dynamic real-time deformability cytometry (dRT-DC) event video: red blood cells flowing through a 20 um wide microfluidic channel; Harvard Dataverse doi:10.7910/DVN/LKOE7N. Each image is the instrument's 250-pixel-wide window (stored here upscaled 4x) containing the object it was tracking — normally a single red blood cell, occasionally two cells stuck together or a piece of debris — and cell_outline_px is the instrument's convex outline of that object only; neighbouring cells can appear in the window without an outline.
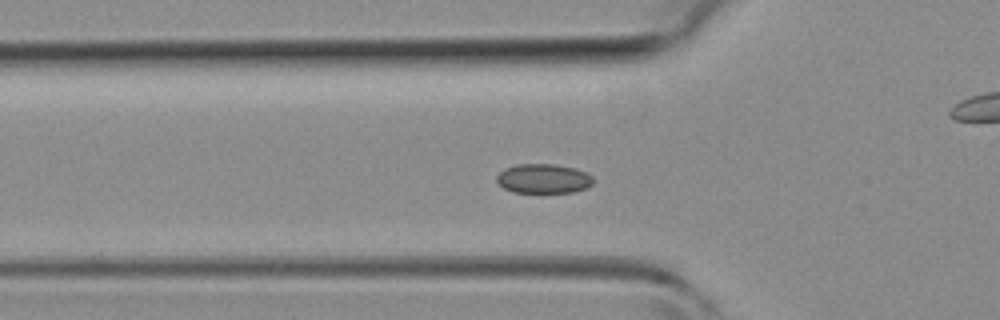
{"species": "common noctule bat (a hibernating species)", "species_latin": "Nyctalus noctula", "temperature_condition": "room temperature", "stored_images_in_passage": 33, "camera_frame_rate_fps": 3000, "um_per_image_px": 0.085, "animal": {"sex": "female", "body_mass_g": 19.3, "forearm_length_mm": 54.1}, "frame": {"image": 1, "passage_image": 5, "time_ms": 1.333, "image_size_px": [1000, 320], "cell_outline_px": [[596, 180], [592, 184], [584, 188], [572, 192], [512, 192], [504, 188], [496, 180], [496, 176], [504, 168], [516, 164], [556, 164], [576, 168], [592, 176]], "centroid_in_image_um": [46.19, 15.17], "position_along_channel_um": 79.6, "area_um2": 16.59}}
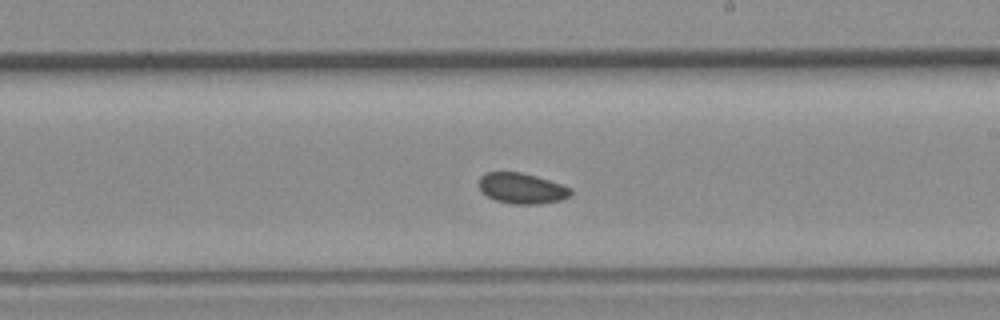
{"frame": {"image": 2, "passage_image": 16, "time_ms": 5.0, "image_size_px": [1000, 320], "cell_outline_px": [[572, 196], [560, 200], [540, 204], [512, 204], [496, 200], [488, 196], [480, 188], [480, 176], [484, 172], [520, 172], [536, 176], [572, 188]], "centroid_in_image_um": [44.38, 16.01], "position_along_channel_um": 244.6, "area_um2": 16.3}}
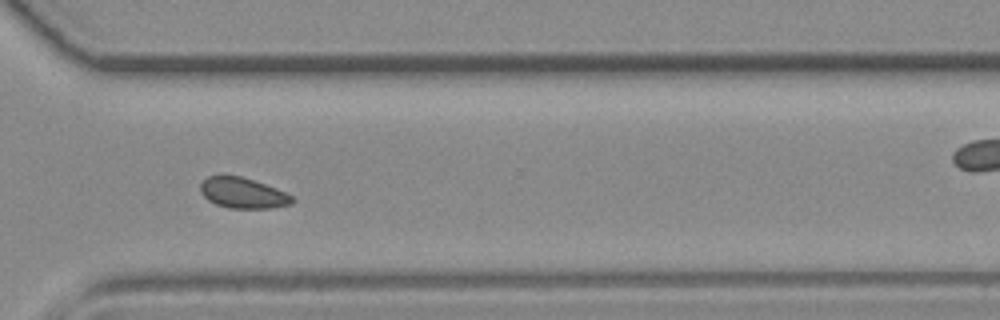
{"frame": {"image": 3, "passage_image": 23, "time_ms": 7.333, "image_size_px": [1000, 320], "cell_outline_px": [[296, 200], [292, 204], [272, 208], [228, 208], [216, 204], [208, 200], [200, 192], [200, 184], [208, 176], [224, 172], [240, 176], [276, 188], [292, 196]], "centroid_in_image_um": [20.61, 16.38], "position_along_channel_um": 350.0, "area_um2": 16.7}}